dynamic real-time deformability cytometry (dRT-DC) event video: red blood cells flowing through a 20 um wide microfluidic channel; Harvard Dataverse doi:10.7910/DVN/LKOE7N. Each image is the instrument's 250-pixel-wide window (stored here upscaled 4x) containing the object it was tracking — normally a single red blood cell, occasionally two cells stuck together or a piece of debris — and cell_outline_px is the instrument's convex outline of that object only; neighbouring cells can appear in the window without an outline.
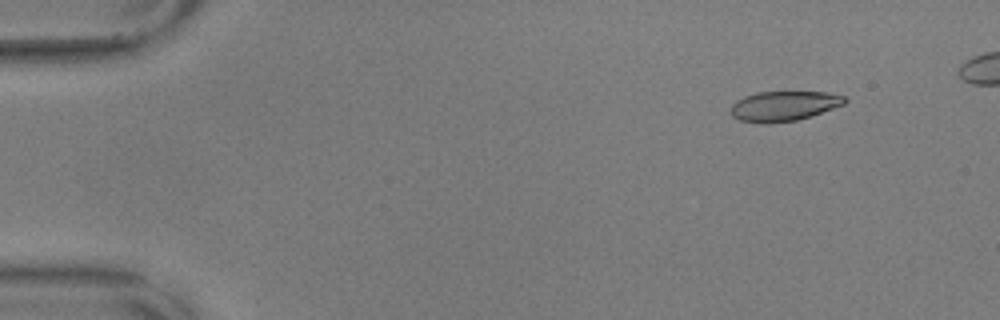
{"species": "common noctule bat (a hibernating species)", "species_latin": "Nyctalus noctula", "temperature_condition": "warm", "stored_images_in_passage": 53, "camera_frame_rate_fps": 3000, "um_per_image_px": 0.085, "animal": {"sex": "male", "body_mass_g": 17.9, "forearm_length_mm": 54.2}, "frame": {"image": 1, "passage_image": 6, "time_ms": 1.667, "image_size_px": [1000, 320], "cell_outline_px": [[848, 100], [844, 104], [812, 116], [796, 120], [768, 124], [760, 124], [740, 120], [732, 116], [728, 112], [732, 104], [736, 100], [744, 96], [756, 92], [828, 92], [844, 96]], "centroid_in_image_um": [66.59, 9.02], "position_along_channel_um": 18.4, "area_um2": 20.17}}
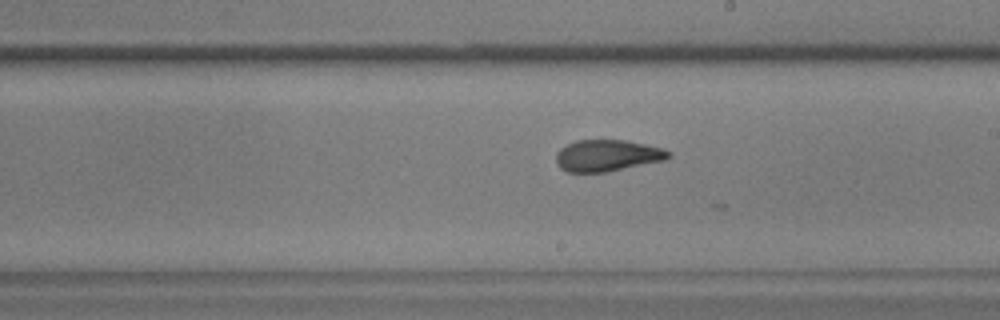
{"frame": {"image": 2, "passage_image": 33, "time_ms": 10.667, "image_size_px": [1000, 320], "cell_outline_px": [[672, 156], [664, 160], [608, 172], [568, 172], [560, 168], [556, 164], [556, 152], [560, 148], [576, 140], [624, 140], [664, 148], [672, 152]], "centroid_in_image_um": [51.62, 13.22], "position_along_channel_um": 237.4, "area_um2": 20.81}}
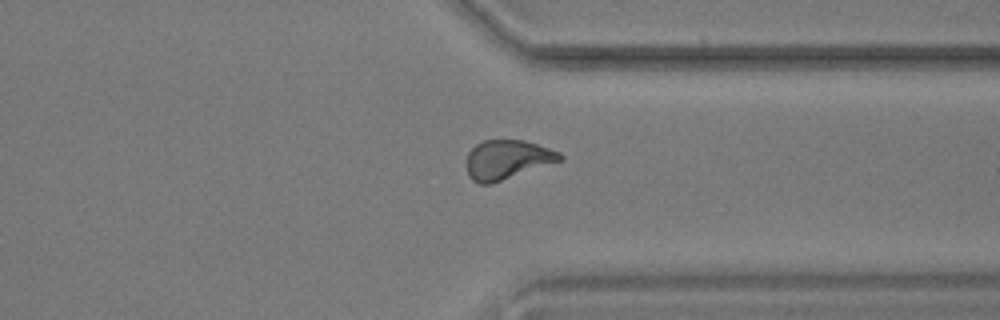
{"frame": {"image": 3, "passage_image": 44, "time_ms": 14.333, "image_size_px": [1000, 320], "cell_outline_px": [[564, 160], [492, 184], [480, 184], [472, 180], [468, 176], [468, 152], [476, 144], [484, 140], [524, 140], [560, 152], [564, 156]], "centroid_in_image_um": [43.14, 13.58], "position_along_channel_um": 368.3, "area_um2": 21.44}}